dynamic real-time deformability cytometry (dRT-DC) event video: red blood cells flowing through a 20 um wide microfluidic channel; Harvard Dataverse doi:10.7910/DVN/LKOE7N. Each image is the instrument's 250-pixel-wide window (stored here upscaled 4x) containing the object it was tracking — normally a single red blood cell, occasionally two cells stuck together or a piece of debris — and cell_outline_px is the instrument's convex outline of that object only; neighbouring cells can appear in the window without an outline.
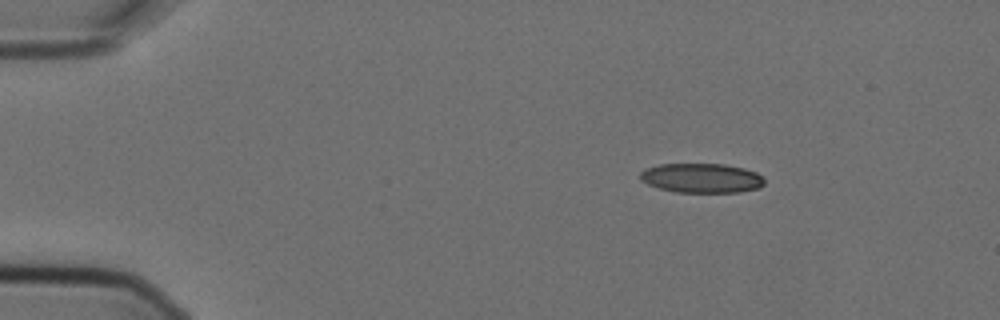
{"species": "Egyptian fruit bat (a non-hibernating species)", "species_latin": "Rousettus aegyptiacus", "temperature_condition": "cold", "stored_images_in_passage": 4, "camera_frame_rate_fps": 3000, "um_per_image_px": 0.085, "animal": {"sex": "female"}, "frame": {"image": 1, "passage_image": 2, "time_ms": 0.333, "image_size_px": [1000, 320], "cell_outline_px": [[764, 184], [760, 188], [740, 192], [676, 192], [660, 188], [648, 184], [640, 180], [640, 172], [644, 168], [660, 164], [724, 164], [744, 168], [756, 172], [764, 180]], "centroid_in_image_um": [59.63, 15.13], "position_along_channel_um": 25.4, "area_um2": 21.39}}